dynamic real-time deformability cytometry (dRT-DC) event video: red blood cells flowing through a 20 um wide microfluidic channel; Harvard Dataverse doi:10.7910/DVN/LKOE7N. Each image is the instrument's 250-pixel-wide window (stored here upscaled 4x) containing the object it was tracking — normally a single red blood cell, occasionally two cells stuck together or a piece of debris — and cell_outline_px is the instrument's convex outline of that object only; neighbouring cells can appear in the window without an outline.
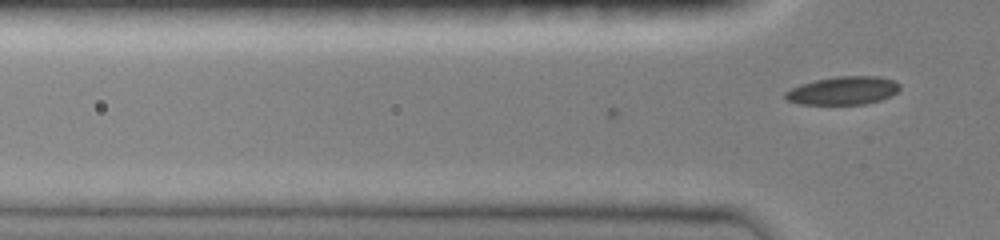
{"species": "common noctule bat (a hibernating species)", "species_latin": "Nyctalus noctula", "temperature_condition": "room temperature", "stored_images_in_passage": 16, "camera_frame_rate_fps": 3000, "um_per_image_px": 0.085, "animal": {"sex": "female", "body_mass_g": 19.0, "forearm_length_mm": 51.5}, "frame": {"image": 1, "passage_image": 16, "time_ms": 5.0, "image_size_px": [1000, 240], "cell_outline_px": [[900, 88], [896, 92], [880, 100], [864, 104], [800, 104], [784, 100], [784, 92], [800, 84], [816, 80], [836, 76], [876, 76], [896, 80], [900, 84]], "centroid_in_image_um": [71.64, 7.69], "position_along_channel_um": 54.2, "area_um2": 18.84}}